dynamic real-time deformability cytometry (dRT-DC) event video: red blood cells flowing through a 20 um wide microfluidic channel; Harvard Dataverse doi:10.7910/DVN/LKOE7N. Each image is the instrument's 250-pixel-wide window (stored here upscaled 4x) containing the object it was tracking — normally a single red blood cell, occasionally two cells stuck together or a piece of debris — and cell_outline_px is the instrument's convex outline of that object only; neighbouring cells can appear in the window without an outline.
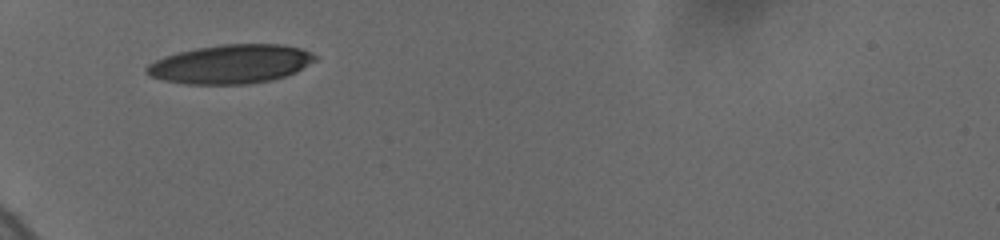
{"species": "human", "species_latin": "Homo sapiens", "temperature_condition": "cold", "stored_images_in_passage": 56, "camera_frame_rate_fps": 3000, "um_per_image_px": 0.085, "donor": {"sex": "female"}, "frame": {"image": 1, "passage_image": 1, "time_ms": 0.0, "image_size_px": [1000, 240], "cell_outline_px": [[316, 60], [296, 72], [288, 76], [272, 80], [248, 84], [184, 84], [164, 80], [148, 76], [144, 72], [144, 68], [148, 64], [164, 56], [176, 52], [196, 48], [220, 44], [280, 44], [300, 48], [312, 52], [316, 56]], "centroid_in_image_um": [19.59, 5.45], "position_along_channel_um": 65.4, "area_um2": 38.55}}
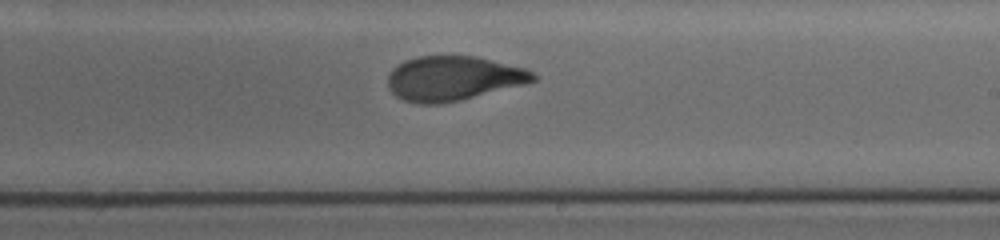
{"frame": {"image": 2, "passage_image": 28, "time_ms": 5.333, "image_size_px": [1000, 240], "cell_outline_px": [[536, 80], [524, 84], [460, 100], [440, 104], [420, 104], [404, 100], [396, 96], [388, 88], [388, 76], [392, 68], [404, 60], [416, 56], [476, 56], [524, 68], [532, 72], [536, 76]], "centroid_in_image_um": [38.48, 6.66], "position_along_channel_um": 250.5, "area_um2": 37.57}}
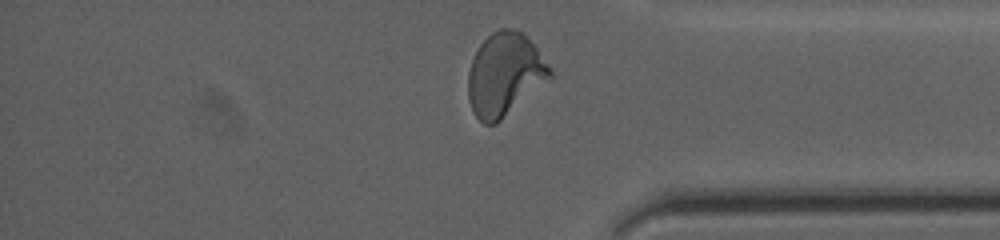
{"frame": {"image": 3, "passage_image": 54, "time_ms": 9.333, "image_size_px": [1000, 240], "cell_outline_px": [[552, 80], [496, 124], [484, 124], [476, 116], [472, 108], [468, 96], [468, 72], [472, 60], [480, 44], [492, 32], [500, 28], [512, 28], [524, 32], [548, 64], [552, 72]], "centroid_in_image_um": [42.93, 6.34], "position_along_channel_um": 392.3, "area_um2": 39.88}, "authors_computed_cell_mechanics": {"area_um2": 38.148, "velocity_mm_per_s": 3.6897, "shape_relaxation_time_tau1_ms": 5.3397, "shape_relaxation_time_tau2_ms": 1.0151, "deformation_change_tau1": 0.2133, "deformation_change_tau2": 0.0624}}